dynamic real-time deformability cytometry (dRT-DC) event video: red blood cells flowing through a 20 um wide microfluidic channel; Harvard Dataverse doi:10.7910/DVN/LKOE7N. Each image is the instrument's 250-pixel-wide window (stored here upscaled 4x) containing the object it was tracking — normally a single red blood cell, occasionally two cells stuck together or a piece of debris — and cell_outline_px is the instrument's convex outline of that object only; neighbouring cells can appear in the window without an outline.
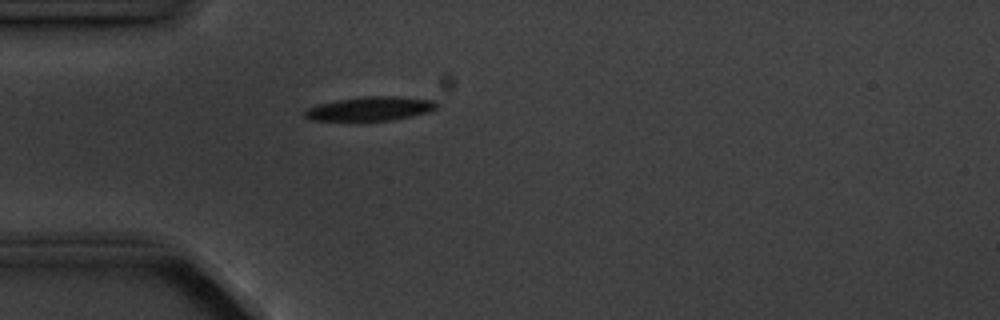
{"species": "common noctule bat (a hibernating species)", "species_latin": "Nyctalus noctula", "temperature_condition": "cold", "stored_images_in_passage": 1, "camera_frame_rate_fps": 3000, "um_per_image_px": 0.085, "animal": {"sex": "male", "body_mass_g": 20.1, "forearm_length_mm": 53.5}, "frame": {"image": 1, "passage_image": 1, "time_ms": 0.0, "image_size_px": [1000, 320], "cell_outline_px": [[436, 108], [428, 112], [412, 116], [392, 120], [312, 120], [304, 116], [304, 112], [308, 108], [320, 104], [336, 100], [360, 96], [396, 96], [436, 100]], "centroid_in_image_um": [31.49, 9.22], "position_along_channel_um": 53.5, "area_um2": 18.32}}